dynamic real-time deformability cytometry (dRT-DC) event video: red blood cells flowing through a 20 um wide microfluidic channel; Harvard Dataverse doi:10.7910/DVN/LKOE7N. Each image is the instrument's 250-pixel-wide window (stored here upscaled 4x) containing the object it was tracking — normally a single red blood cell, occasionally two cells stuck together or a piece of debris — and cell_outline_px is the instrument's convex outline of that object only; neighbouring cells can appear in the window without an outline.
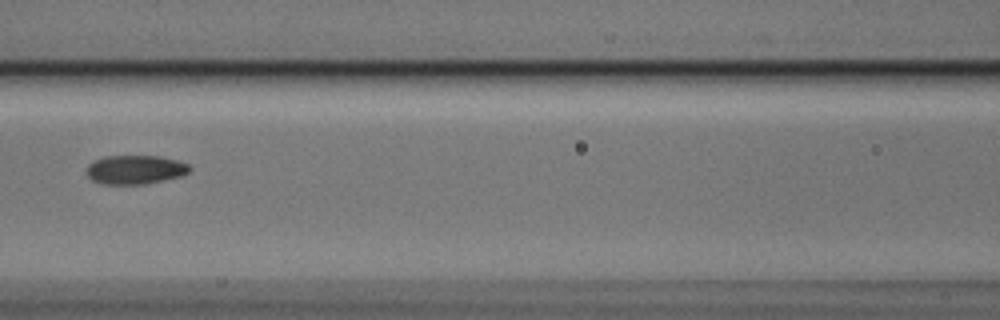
{"species": "Egyptian fruit bat (a non-hibernating species)", "species_latin": "Rousettus aegyptiacus", "temperature_condition": "cold", "stored_images_in_passage": 8, "segment_of_instrument_passage": [2, 2], "camera_frame_rate_fps": 3000, "um_per_image_px": 0.085, "animal": {"sex": "male"}, "frame": {"image": 1, "passage_image": 8, "time_ms": 2.333, "image_size_px": [1000, 320], "cell_outline_px": [[192, 168], [188, 172], [180, 176], [164, 180], [144, 184], [100, 184], [92, 180], [88, 176], [88, 164], [104, 156], [160, 156], [176, 160], [188, 164]], "centroid_in_image_um": [11.5, 14.42], "position_along_channel_um": 155.1, "area_um2": 17.28}}